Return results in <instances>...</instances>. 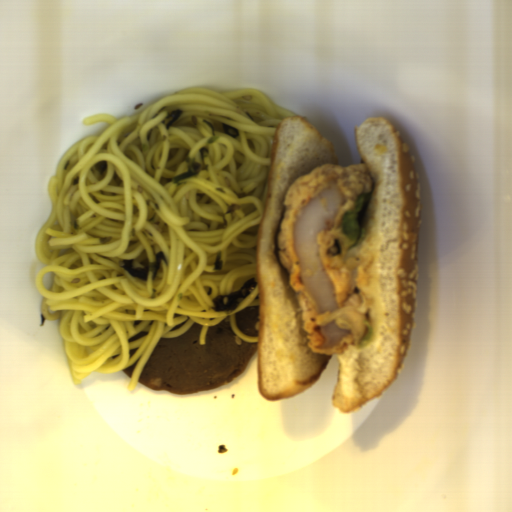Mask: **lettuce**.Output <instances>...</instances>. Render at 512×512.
I'll list each match as a JSON object with an SVG mask.
<instances>
[{
  "label": "lettuce",
  "instance_id": "obj_1",
  "mask_svg": "<svg viewBox=\"0 0 512 512\" xmlns=\"http://www.w3.org/2000/svg\"><path fill=\"white\" fill-rule=\"evenodd\" d=\"M372 192L361 193L355 201V208L344 212L341 218L342 233L350 239L347 252L361 244L365 238V223L371 205Z\"/></svg>",
  "mask_w": 512,
  "mask_h": 512
},
{
  "label": "lettuce",
  "instance_id": "obj_2",
  "mask_svg": "<svg viewBox=\"0 0 512 512\" xmlns=\"http://www.w3.org/2000/svg\"><path fill=\"white\" fill-rule=\"evenodd\" d=\"M362 323L367 327V333L364 338L360 339L357 343V348H364L367 345L370 344L372 337H373V331L372 326L369 324L368 321L364 320Z\"/></svg>",
  "mask_w": 512,
  "mask_h": 512
}]
</instances>
